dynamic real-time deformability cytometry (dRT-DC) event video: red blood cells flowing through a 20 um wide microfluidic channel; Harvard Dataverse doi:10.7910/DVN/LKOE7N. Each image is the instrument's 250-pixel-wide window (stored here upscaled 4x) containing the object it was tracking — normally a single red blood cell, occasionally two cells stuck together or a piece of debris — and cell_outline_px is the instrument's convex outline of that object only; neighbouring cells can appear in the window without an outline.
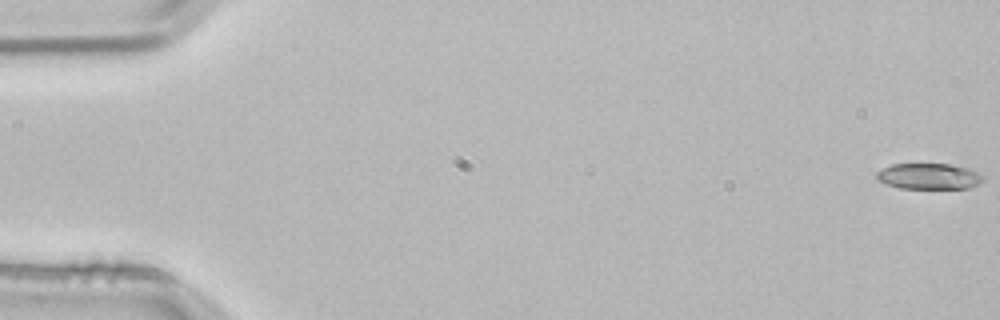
{"species": "common noctule bat (a hibernating species)", "species_latin": "Nyctalus noctula", "temperature_condition": "room temperature", "stored_images_in_passage": 53, "camera_frame_rate_fps": 3000, "um_per_image_px": 0.085, "animal": {"sex": "male", "body_mass_g": 21.5, "forearm_length_mm": 52.0}, "frame": {"image": 1, "passage_image": 1, "time_ms": 0.0, "image_size_px": [1000, 320], "cell_outline_px": [[984, 180], [968, 188], [900, 188], [876, 180], [876, 172], [892, 164], [948, 164], [968, 168], [984, 176]], "centroid_in_image_um": [78.94, 14.98], "position_along_channel_um": 6.1, "area_um2": 15.9}}
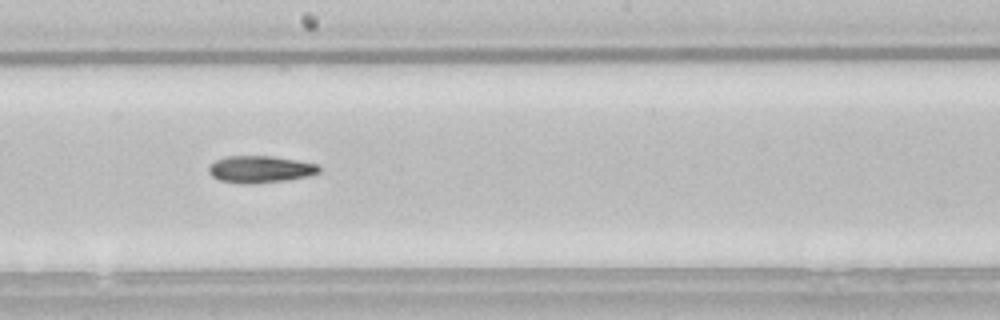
{"frame": {"image": 2, "passage_image": 30, "time_ms": 9.667, "image_size_px": [1000, 320], "cell_outline_px": [[320, 172], [308, 176], [288, 180], [248, 184], [240, 184], [220, 180], [212, 176], [208, 172], [208, 164], [216, 160], [228, 156], [272, 156], [296, 160], [316, 164], [320, 168]], "centroid_in_image_um": [22.09, 14.39], "position_along_channel_um": 226.1, "area_um2": 17.4}}
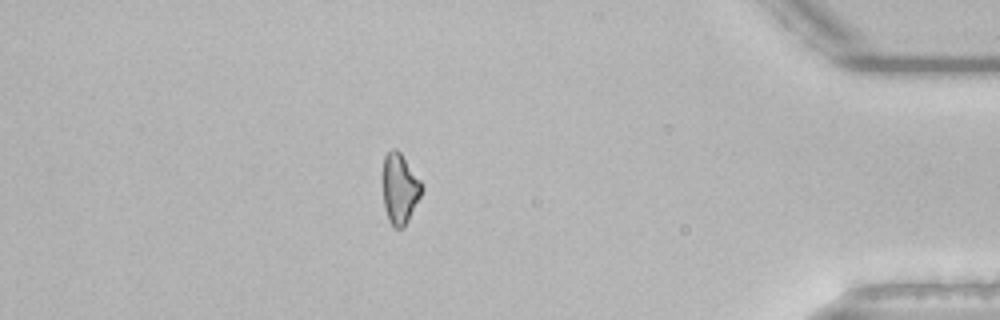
{"frame": {"image": 3, "passage_image": 47, "time_ms": 15.333, "image_size_px": [1000, 320], "cell_outline_px": [[424, 188], [404, 228], [396, 228], [388, 220], [384, 208], [384, 156], [392, 148], [396, 148], [400, 152], [424, 184]], "centroid_in_image_um": [34.0, 16.03], "position_along_channel_um": 401.2, "area_um2": 15.84}}